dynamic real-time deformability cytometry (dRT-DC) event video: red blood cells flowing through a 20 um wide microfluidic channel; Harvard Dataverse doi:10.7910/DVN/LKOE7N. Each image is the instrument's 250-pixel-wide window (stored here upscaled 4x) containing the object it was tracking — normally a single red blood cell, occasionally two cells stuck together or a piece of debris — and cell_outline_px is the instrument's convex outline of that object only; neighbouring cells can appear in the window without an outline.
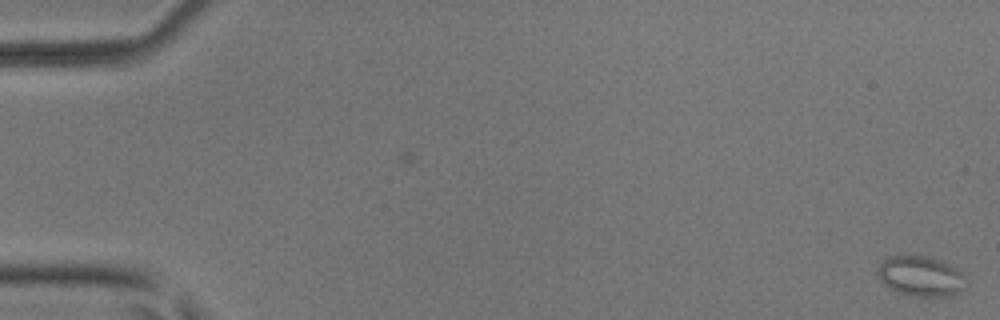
{"species": "common noctule bat (a hibernating species)", "species_latin": "Nyctalus noctula", "temperature_condition": "room temperature", "stored_images_in_passage": 3, "camera_frame_rate_fps": 3000, "um_per_image_px": 0.085, "animal": {"sex": "male", "body_mass_g": 17.9, "forearm_length_mm": 54.2}, "frame": {"image": 1, "passage_image": 3, "time_ms": 0.667, "image_size_px": [1000, 320], "cell_outline_px": [[968, 284], [960, 292], [948, 296], [912, 296], [900, 292], [884, 284], [876, 276], [876, 272], [880, 264], [888, 256], [900, 252], [924, 256], [948, 264], [956, 268], [964, 276]], "centroid_in_image_um": [78.23, 23.44], "position_along_channel_um": 6.8, "area_um2": 20.98}}